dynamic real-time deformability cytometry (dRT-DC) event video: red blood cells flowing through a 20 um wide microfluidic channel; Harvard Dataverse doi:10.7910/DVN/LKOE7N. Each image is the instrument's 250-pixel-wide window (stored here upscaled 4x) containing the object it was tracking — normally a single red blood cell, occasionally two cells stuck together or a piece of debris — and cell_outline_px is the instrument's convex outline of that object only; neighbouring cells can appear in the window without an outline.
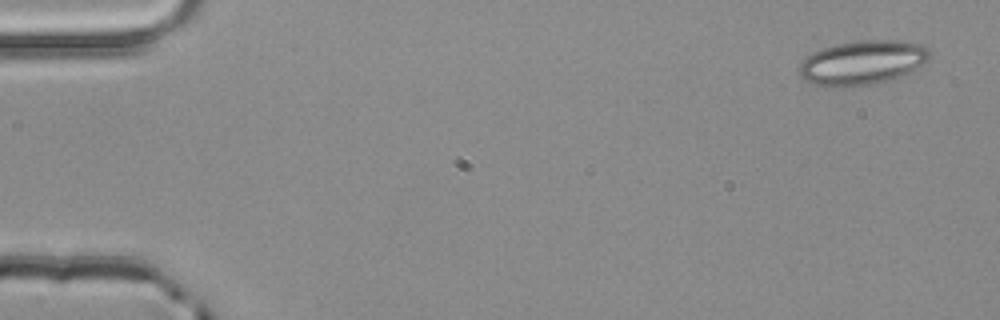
{"species": "common noctule bat (a hibernating species)", "species_latin": "Nyctalus noctula", "temperature_condition": "room temperature", "stored_images_in_passage": 4, "camera_frame_rate_fps": 3000, "um_per_image_px": 0.085, "animal": {"sex": "male", "body_mass_g": 20.4}, "frame": {"image": 1, "passage_image": 1, "time_ms": 0.0, "image_size_px": [1000, 320], "cell_outline_px": [[932, 56], [928, 60], [908, 72], [900, 76], [888, 80], [872, 84], [836, 88], [816, 84], [804, 80], [800, 76], [796, 68], [812, 52], [836, 44], [860, 40], [896, 40], [924, 44], [928, 48]], "centroid_in_image_um": [73.29, 5.31], "position_along_channel_um": 11.7, "area_um2": 33.7}}